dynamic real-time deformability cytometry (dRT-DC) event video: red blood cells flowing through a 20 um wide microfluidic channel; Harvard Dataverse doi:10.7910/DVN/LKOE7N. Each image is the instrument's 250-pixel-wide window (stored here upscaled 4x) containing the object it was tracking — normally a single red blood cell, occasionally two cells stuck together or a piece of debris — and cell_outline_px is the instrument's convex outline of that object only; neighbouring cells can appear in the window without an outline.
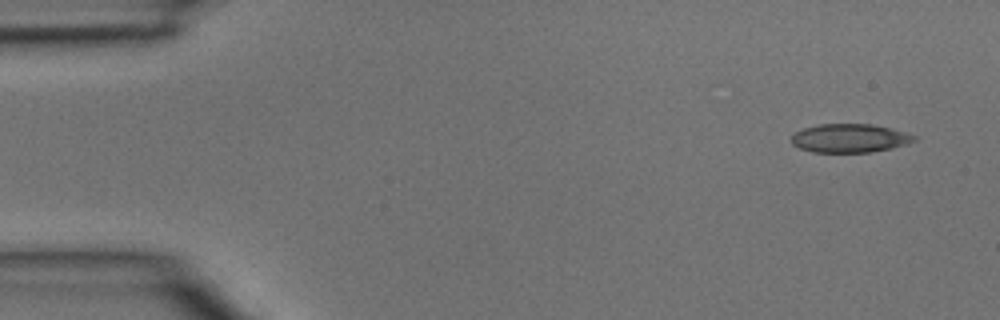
{"species": "common noctule bat (a hibernating species)", "species_latin": "Nyctalus noctula", "temperature_condition": "room temperature", "stored_images_in_passage": 4, "camera_frame_rate_fps": 3000, "um_per_image_px": 0.085, "animal": {"sex": "male", "body_mass_g": 15.6}, "frame": {"image": 1, "passage_image": 1, "time_ms": 0.0, "image_size_px": [1000, 320], "cell_outline_px": [[920, 136], [916, 140], [908, 144], [892, 148], [868, 152], [812, 152], [800, 148], [792, 144], [792, 136], [796, 132], [804, 128], [820, 124], [872, 124], [892, 128]], "centroid_in_image_um": [72.29, 11.74], "position_along_channel_um": 12.7, "area_um2": 20.58}}
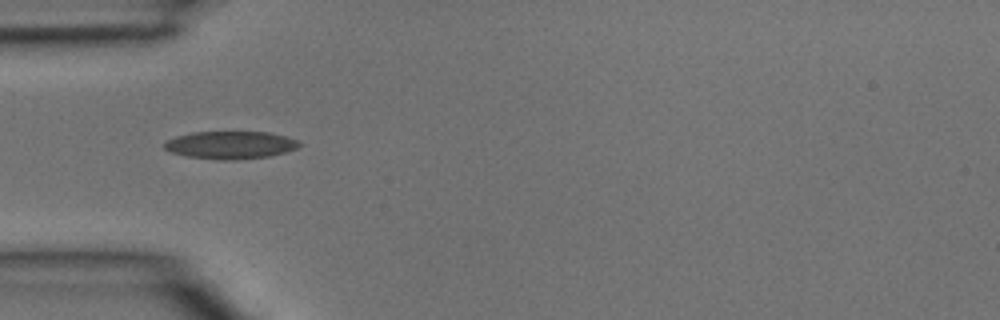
{"frame": {"image": 2, "passage_image": 4, "time_ms": 1.0, "image_size_px": [1000, 320], "cell_outline_px": [[304, 144], [296, 148], [284, 152], [268, 156], [236, 160], [216, 160], [188, 156], [172, 152], [164, 148], [164, 144], [168, 140], [176, 136], [192, 132], [268, 132], [288, 136]], "centroid_in_image_um": [19.61, 12.32], "position_along_channel_um": 65.4, "area_um2": 21.73}}